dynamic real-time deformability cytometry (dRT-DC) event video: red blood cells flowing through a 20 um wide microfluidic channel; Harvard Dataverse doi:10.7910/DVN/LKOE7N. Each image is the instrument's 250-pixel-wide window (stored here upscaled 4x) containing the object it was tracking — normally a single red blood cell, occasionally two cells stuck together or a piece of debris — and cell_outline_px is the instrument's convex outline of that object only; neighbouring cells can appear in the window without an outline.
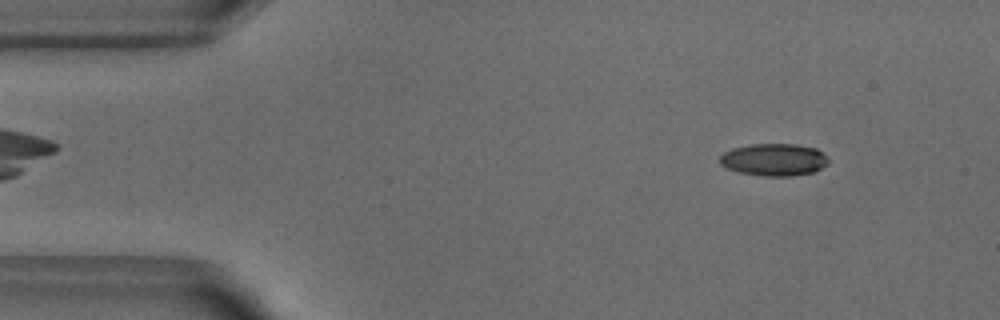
{"species": "common noctule bat (a hibernating species)", "species_latin": "Nyctalus noctula", "temperature_condition": "warm", "stored_images_in_passage": 50, "camera_frame_rate_fps": 3000, "um_per_image_px": 0.085, "animal": {"sex": "male", "body_mass_g": 18.8}, "frame": {"image": 1, "passage_image": 4, "time_ms": 1.0, "image_size_px": [1000, 320], "cell_outline_px": [[828, 164], [812, 172], [792, 176], [764, 176], [736, 172], [720, 164], [720, 156], [724, 152], [732, 148], [752, 144], [796, 144], [816, 148], [828, 160]], "centroid_in_image_um": [65.75, 13.57], "position_along_channel_um": 19.2, "area_um2": 20.35}}
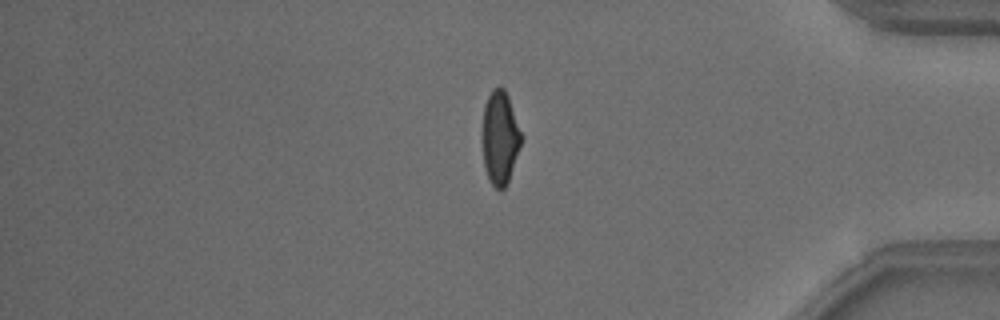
{"frame": {"image": 2, "passage_image": 41, "time_ms": 13.333, "image_size_px": [1000, 320], "cell_outline_px": [[520, 144], [508, 184], [504, 188], [496, 188], [492, 184], [484, 168], [484, 104], [492, 88], [500, 84], [504, 88], [508, 96], [520, 132]], "centroid_in_image_um": [42.5, 11.68], "position_along_channel_um": 392.7, "area_um2": 20.46}}
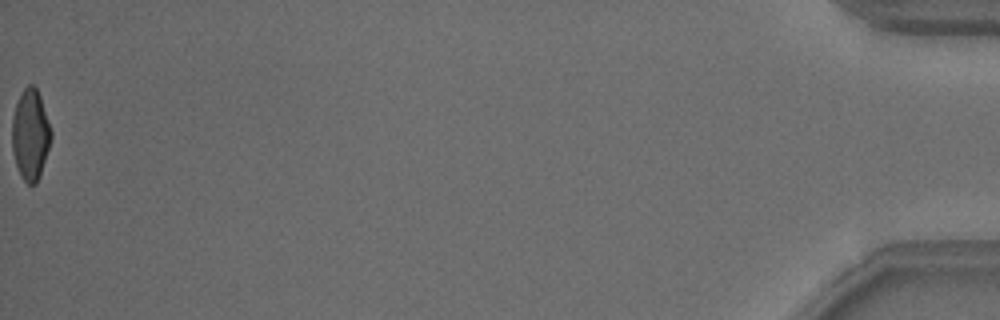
{"frame": {"image": 3, "passage_image": 50, "time_ms": 16.333, "image_size_px": [1000, 320], "cell_outline_px": [[52, 136], [40, 176], [36, 184], [28, 184], [20, 176], [12, 152], [12, 116], [20, 92], [28, 84], [32, 84], [36, 88], [40, 96], [52, 132]], "centroid_in_image_um": [2.57, 11.44], "position_along_channel_um": 432.6, "area_um2": 20.69}, "authors_computed_cell_mechanics": {"area_um2": 21.2704, "velocity_mm_per_s": 3.8723, "shape_relaxation_time_tau1_ms": 5.5971, "shape_relaxation_time_tau2_ms": 1.3709, "deformation_change_tau1": 0.1844, "deformation_change_tau2": 0.0828}}